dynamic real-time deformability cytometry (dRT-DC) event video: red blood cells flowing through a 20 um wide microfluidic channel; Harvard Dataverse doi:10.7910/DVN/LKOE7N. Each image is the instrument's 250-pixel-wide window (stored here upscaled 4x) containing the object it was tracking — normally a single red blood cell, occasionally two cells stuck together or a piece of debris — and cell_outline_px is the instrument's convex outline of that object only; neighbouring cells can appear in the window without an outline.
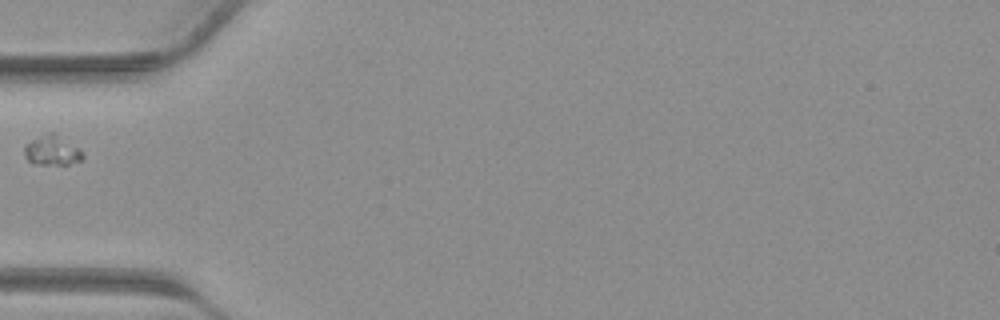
{"species": "common noctule bat (a hibernating species)", "species_latin": "Nyctalus noctula", "temperature_condition": "warm", "stored_images_in_passage": 11, "camera_frame_rate_fps": 3000, "um_per_image_px": 0.085, "animal": {"sex": "male", "body_mass_g": 23.1, "forearm_length_mm": 52.7}, "frame": {"image": 1, "passage_image": 1, "time_ms": 0.0, "image_size_px": [1000, 320], "cell_outline_px": [[84, 156], [80, 160], [68, 164], [40, 164], [28, 160], [24, 156], [24, 148], [32, 140], [44, 132], [52, 132], [80, 148], [84, 152]], "centroid_in_image_um": [4.45, 12.77], "position_along_channel_um": 80.6, "area_um2": 10.0}}
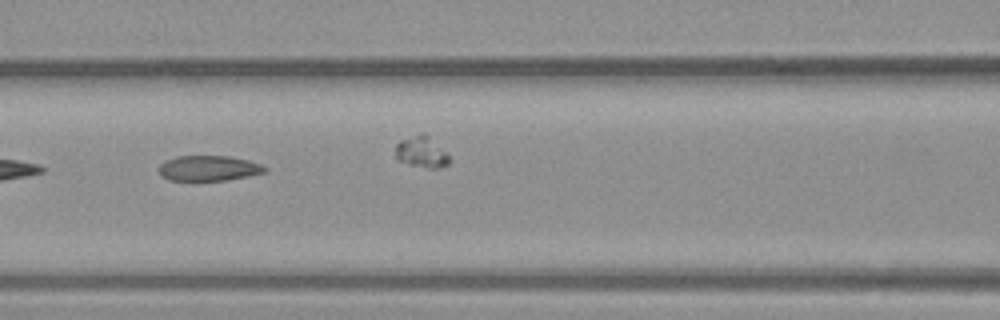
{"frame": {"image": 2, "passage_image": 4, "time_ms": 1.0, "image_size_px": [1000, 320], "cell_outline_px": [[268, 172], [228, 180], [168, 180], [160, 172], [160, 164], [164, 160], [176, 156], [228, 156], [248, 160], [260, 164], [268, 168]], "centroid_in_image_um": [17.77, 14.29], "position_along_channel_um": 148.8, "area_um2": 15.61}}